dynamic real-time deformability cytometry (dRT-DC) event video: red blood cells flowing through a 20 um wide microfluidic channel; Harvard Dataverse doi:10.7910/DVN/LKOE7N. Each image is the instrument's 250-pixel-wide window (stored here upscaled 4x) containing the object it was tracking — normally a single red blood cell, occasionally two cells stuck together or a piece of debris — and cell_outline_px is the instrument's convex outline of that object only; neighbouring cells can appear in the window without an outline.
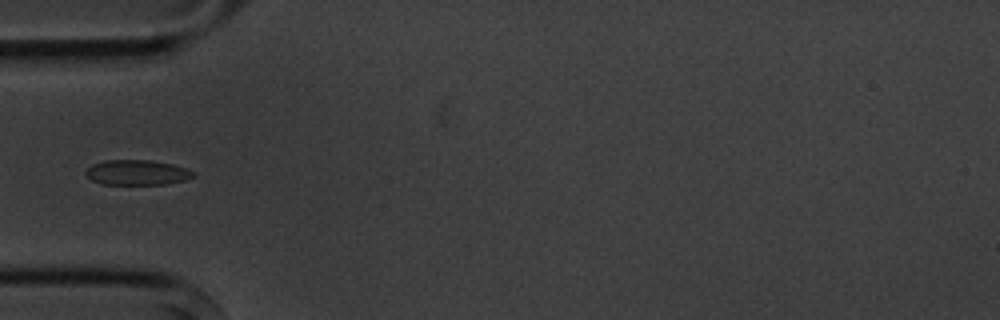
{"species": "common noctule bat (a hibernating species)", "species_latin": "Nyctalus noctula", "temperature_condition": "cold", "stored_images_in_passage": 9, "camera_frame_rate_fps": 3000, "um_per_image_px": 0.085, "animal": {"sex": "male", "body_mass_g": 20.1, "forearm_length_mm": 53.5}, "frame": {"image": 1, "passage_image": 4, "time_ms": 4.333, "image_size_px": [1000, 320], "cell_outline_px": [[196, 176], [184, 180], [168, 184], [100, 184], [92, 180], [84, 172], [92, 164], [104, 160], [152, 160], [172, 164], [196, 172]], "centroid_in_image_um": [11.66, 14.66], "position_along_channel_um": 73.3, "area_um2": 15.78}}
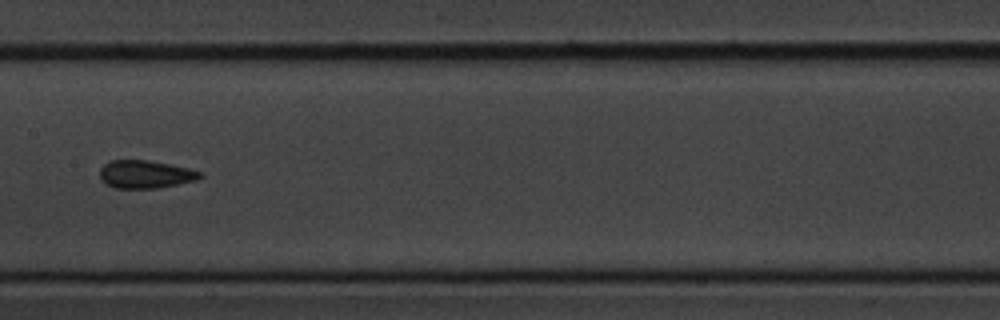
{"frame": {"image": 2, "passage_image": 7, "time_ms": 7.667, "image_size_px": [1000, 320], "cell_outline_px": [[204, 176], [196, 180], [160, 188], [116, 188], [104, 184], [100, 180], [100, 168], [104, 164], [112, 160], [148, 160], [188, 168], [200, 172]], "centroid_in_image_um": [12.33, 14.82], "position_along_channel_um": 195.1, "area_um2": 16.36}}
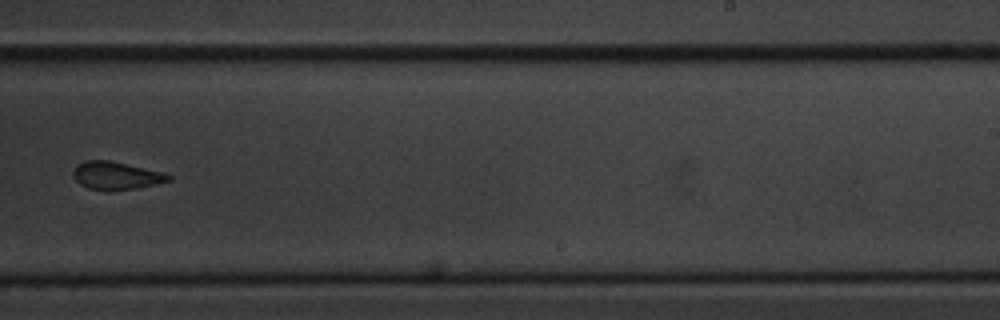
{"frame": {"image": 3, "passage_image": 9, "time_ms": 10.0, "image_size_px": [1000, 320], "cell_outline_px": [[172, 180], [156, 184], [136, 188], [108, 192], [88, 188], [80, 184], [72, 176], [72, 172], [76, 164], [84, 160], [108, 160], [160, 172], [172, 176]], "centroid_in_image_um": [9.8, 14.94], "position_along_channel_um": 279.2, "area_um2": 15.55}}